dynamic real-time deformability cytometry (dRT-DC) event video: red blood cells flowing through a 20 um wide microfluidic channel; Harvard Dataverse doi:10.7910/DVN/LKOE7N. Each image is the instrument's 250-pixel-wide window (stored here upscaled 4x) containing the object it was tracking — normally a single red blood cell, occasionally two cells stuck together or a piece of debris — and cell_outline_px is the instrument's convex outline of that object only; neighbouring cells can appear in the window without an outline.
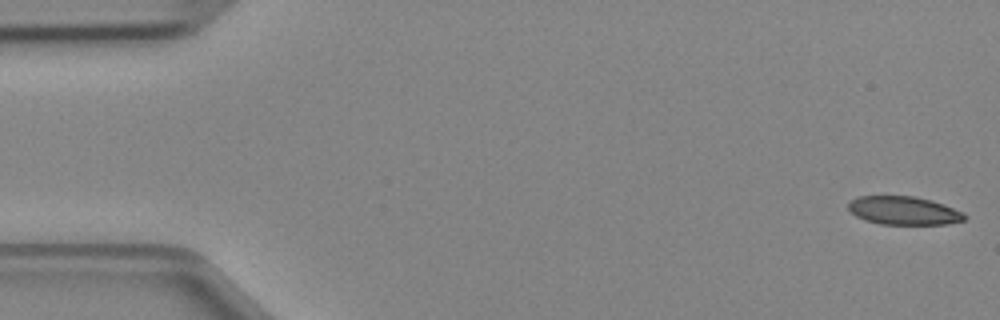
{"species": "Egyptian fruit bat (a non-hibernating species)", "species_latin": "Rousettus aegyptiacus", "temperature_condition": "cold", "stored_images_in_passage": 47, "camera_frame_rate_fps": 3000, "um_per_image_px": 0.085, "animal": {"sex": "female"}, "frame": {"image": 1, "passage_image": 1, "time_ms": 0.0, "image_size_px": [1000, 320], "cell_outline_px": [[968, 216], [964, 220], [948, 224], [880, 224], [864, 220], [856, 216], [848, 208], [848, 204], [856, 196], [916, 196], [932, 200], [944, 204], [964, 212]], "centroid_in_image_um": [76.85, 17.9], "position_along_channel_um": 8.2, "area_um2": 19.36}}
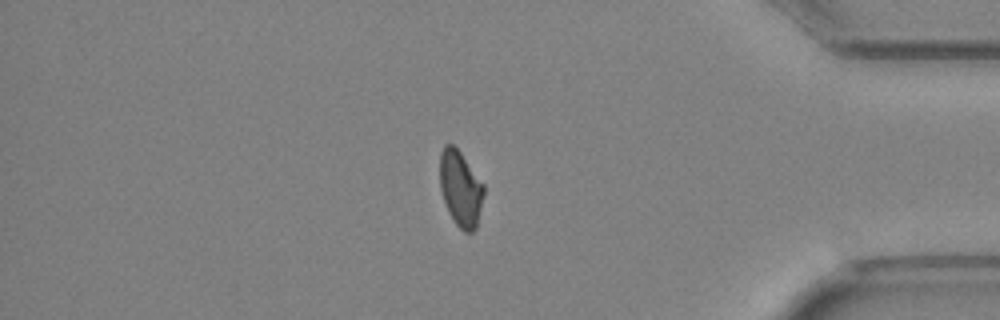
{"frame": {"image": 2, "passage_image": 40, "time_ms": 13.0, "image_size_px": [1000, 320], "cell_outline_px": [[484, 192], [476, 228], [472, 232], [464, 232], [456, 224], [448, 212], [440, 188], [440, 152], [444, 144], [452, 144], [460, 152], [484, 184]], "centroid_in_image_um": [39.13, 16.02], "position_along_channel_um": 396.1, "area_um2": 19.25}}
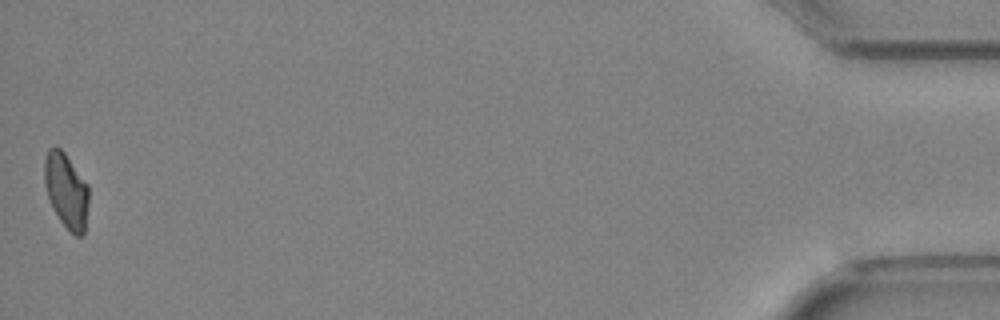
{"frame": {"image": 3, "passage_image": 47, "time_ms": 15.333, "image_size_px": [1000, 320], "cell_outline_px": [[88, 204], [84, 232], [80, 236], [76, 236], [60, 220], [52, 208], [44, 184], [44, 156], [48, 148], [60, 148], [64, 152], [88, 184]], "centroid_in_image_um": [5.62, 16.17], "position_along_channel_um": 429.6, "area_um2": 19.25}}